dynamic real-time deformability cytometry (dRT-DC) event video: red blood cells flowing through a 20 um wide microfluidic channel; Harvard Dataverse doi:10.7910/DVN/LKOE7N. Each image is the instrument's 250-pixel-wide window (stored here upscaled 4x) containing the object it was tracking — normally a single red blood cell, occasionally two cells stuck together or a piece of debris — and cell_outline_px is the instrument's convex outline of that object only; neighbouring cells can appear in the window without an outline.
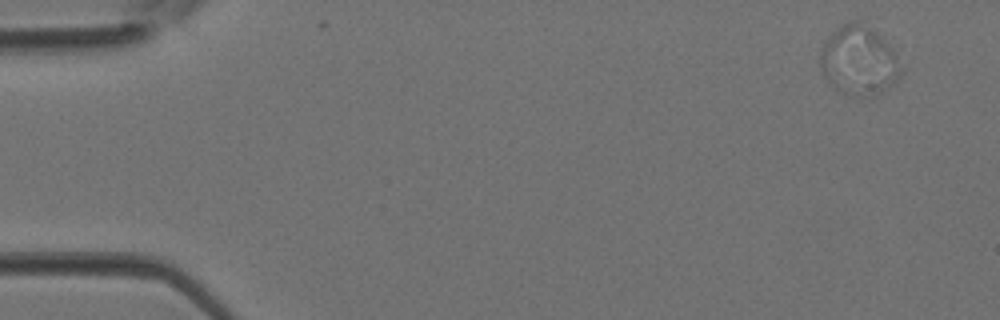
{"species": "Egyptian fruit bat (a non-hibernating species)", "species_latin": "Rousettus aegyptiacus", "temperature_condition": "room temperature", "stored_images_in_passage": 4, "segment_of_instrument_passage": [1, 2], "camera_frame_rate_fps": 3000, "um_per_image_px": 0.085, "animal": {"sex": "female"}, "frame": {"image": 1, "passage_image": 1, "time_ms": 0.0, "image_size_px": [1000, 320], "cell_outline_px": [[904, 72], [892, 84], [880, 92], [872, 96], [852, 96], [836, 88], [824, 76], [820, 64], [820, 48], [824, 40], [828, 36], [848, 20], [860, 20], [872, 28], [892, 48], [904, 68]], "centroid_in_image_um": [73.02, 5.12], "position_along_channel_um": 12.0, "area_um2": 32.71}}